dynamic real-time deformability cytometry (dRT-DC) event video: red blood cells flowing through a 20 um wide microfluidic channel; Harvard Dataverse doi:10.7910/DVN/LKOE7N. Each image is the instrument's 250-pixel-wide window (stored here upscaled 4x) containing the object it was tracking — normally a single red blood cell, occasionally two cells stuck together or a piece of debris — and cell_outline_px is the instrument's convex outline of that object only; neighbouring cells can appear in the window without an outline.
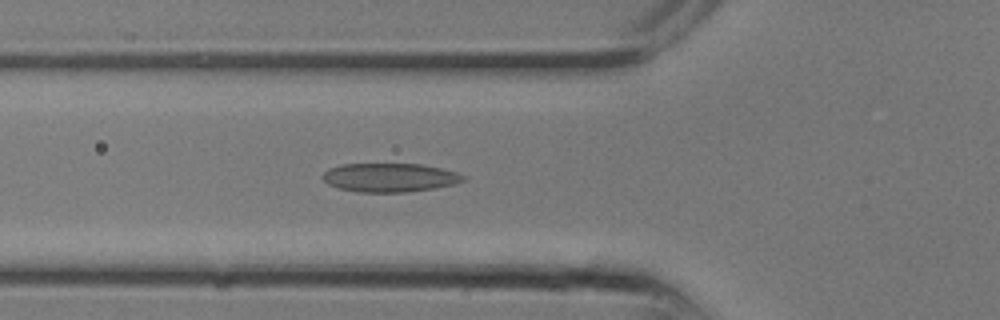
{"species": "common noctule bat (a hibernating species)", "species_latin": "Nyctalus noctula", "temperature_condition": "room temperature", "stored_images_in_passage": 15, "camera_frame_rate_fps": 3000, "um_per_image_px": 0.085, "animal": {"sex": "male", "body_mass_g": 13.3}, "frame": {"image": 1, "passage_image": 7, "time_ms": 2.0, "image_size_px": [1000, 320], "cell_outline_px": [[464, 180], [456, 184], [436, 188], [404, 192], [360, 192], [336, 188], [328, 184], [320, 176], [328, 168], [340, 164], [420, 164], [440, 168], [456, 172], [464, 176]], "centroid_in_image_um": [33.08, 15.09], "position_along_channel_um": 92.7, "area_um2": 23.64}}
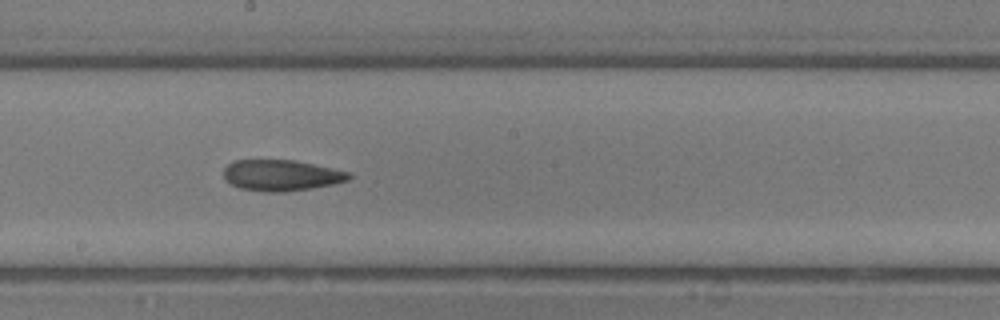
{"frame": {"image": 2, "passage_image": 12, "time_ms": 3.667, "image_size_px": [1000, 320], "cell_outline_px": [[352, 176], [348, 180], [332, 184], [312, 188], [284, 192], [264, 192], [240, 188], [232, 184], [224, 176], [224, 168], [232, 160], [296, 160], [348, 172]], "centroid_in_image_um": [23.89, 14.9], "position_along_channel_um": 224.3, "area_um2": 22.48}}
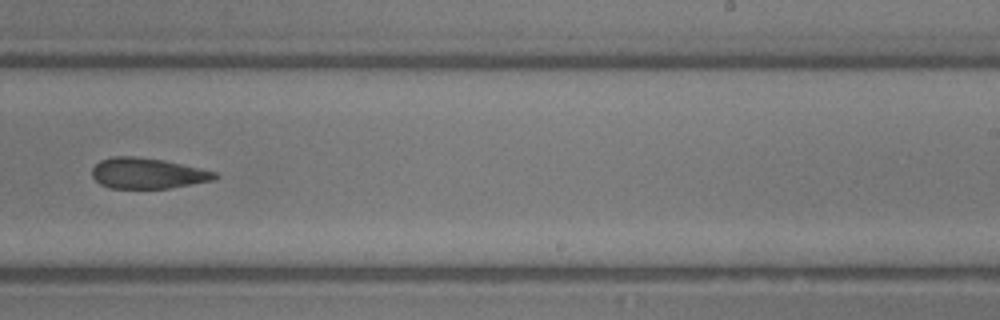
{"frame": {"image": 3, "passage_image": 14, "time_ms": 4.333, "image_size_px": [1000, 320], "cell_outline_px": [[220, 176], [212, 180], [172, 188], [108, 188], [100, 184], [92, 176], [92, 168], [100, 160], [112, 156], [136, 156], [164, 160], [200, 168], [216, 172]], "centroid_in_image_um": [12.53, 14.73], "position_along_channel_um": 276.5, "area_um2": 22.02}}